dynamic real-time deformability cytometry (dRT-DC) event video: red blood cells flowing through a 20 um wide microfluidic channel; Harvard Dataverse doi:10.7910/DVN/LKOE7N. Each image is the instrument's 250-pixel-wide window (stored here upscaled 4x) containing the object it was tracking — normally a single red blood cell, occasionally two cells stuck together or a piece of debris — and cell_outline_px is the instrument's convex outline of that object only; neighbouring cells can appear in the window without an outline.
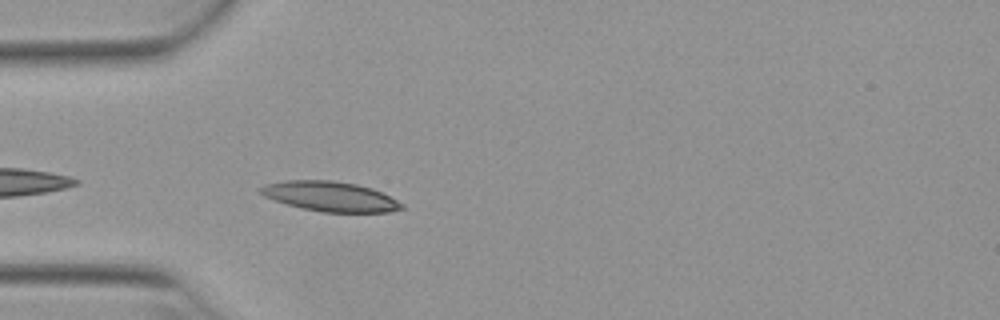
{"species": "Egyptian fruit bat (a non-hibernating species)", "species_latin": "Rousettus aegyptiacus", "temperature_condition": "warm", "stored_images_in_passage": 14, "camera_frame_rate_fps": 3000, "um_per_image_px": 0.085, "animal": {"sex": "female"}, "frame": {"image": 1, "passage_image": 3, "time_ms": 0.667, "image_size_px": [1000, 320], "cell_outline_px": [[404, 208], [388, 212], [320, 212], [288, 204], [264, 196], [260, 192], [260, 188], [268, 184], [288, 180], [332, 180], [356, 184], [372, 188], [404, 204]], "centroid_in_image_um": [28.1, 16.7], "position_along_channel_um": 56.9, "area_um2": 24.16}}
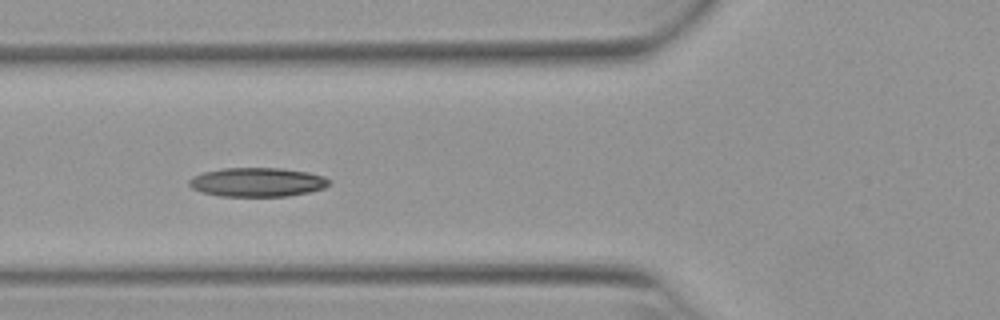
{"frame": {"image": 2, "passage_image": 7, "time_ms": 2.0, "image_size_px": [1000, 320], "cell_outline_px": [[332, 184], [324, 188], [308, 192], [288, 196], [220, 196], [204, 192], [192, 188], [188, 184], [188, 180], [192, 176], [204, 172], [224, 168], [280, 168], [308, 172], [324, 176], [332, 180]], "centroid_in_image_um": [21.91, 15.48], "position_along_channel_um": 103.9, "area_um2": 23.76}}